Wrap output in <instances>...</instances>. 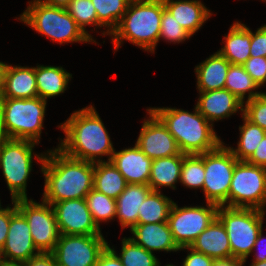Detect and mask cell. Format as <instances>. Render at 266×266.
Here are the masks:
<instances>
[{
  "mask_svg": "<svg viewBox=\"0 0 266 266\" xmlns=\"http://www.w3.org/2000/svg\"><path fill=\"white\" fill-rule=\"evenodd\" d=\"M225 43L217 52L224 56L232 65H243L250 57L251 30L241 22L230 26L223 38Z\"/></svg>",
  "mask_w": 266,
  "mask_h": 266,
  "instance_id": "d4e9b609",
  "label": "cell"
},
{
  "mask_svg": "<svg viewBox=\"0 0 266 266\" xmlns=\"http://www.w3.org/2000/svg\"><path fill=\"white\" fill-rule=\"evenodd\" d=\"M2 113H3V98H0V142L8 139L3 128Z\"/></svg>",
  "mask_w": 266,
  "mask_h": 266,
  "instance_id": "f907efd6",
  "label": "cell"
},
{
  "mask_svg": "<svg viewBox=\"0 0 266 266\" xmlns=\"http://www.w3.org/2000/svg\"><path fill=\"white\" fill-rule=\"evenodd\" d=\"M131 0H91L97 13L98 28H108L101 33L110 35L127 11Z\"/></svg>",
  "mask_w": 266,
  "mask_h": 266,
  "instance_id": "1f68e13d",
  "label": "cell"
},
{
  "mask_svg": "<svg viewBox=\"0 0 266 266\" xmlns=\"http://www.w3.org/2000/svg\"><path fill=\"white\" fill-rule=\"evenodd\" d=\"M246 162L266 168V135L259 143L252 156Z\"/></svg>",
  "mask_w": 266,
  "mask_h": 266,
  "instance_id": "f6af8a7d",
  "label": "cell"
},
{
  "mask_svg": "<svg viewBox=\"0 0 266 266\" xmlns=\"http://www.w3.org/2000/svg\"><path fill=\"white\" fill-rule=\"evenodd\" d=\"M125 178L127 184H148L152 159L135 144L121 151H114L110 160Z\"/></svg>",
  "mask_w": 266,
  "mask_h": 266,
  "instance_id": "ac0fdd59",
  "label": "cell"
},
{
  "mask_svg": "<svg viewBox=\"0 0 266 266\" xmlns=\"http://www.w3.org/2000/svg\"><path fill=\"white\" fill-rule=\"evenodd\" d=\"M173 155L152 160L151 174L148 185L152 191H161L160 187H170L176 189L175 184L180 181L181 169L183 165V156Z\"/></svg>",
  "mask_w": 266,
  "mask_h": 266,
  "instance_id": "4316f807",
  "label": "cell"
},
{
  "mask_svg": "<svg viewBox=\"0 0 266 266\" xmlns=\"http://www.w3.org/2000/svg\"><path fill=\"white\" fill-rule=\"evenodd\" d=\"M164 9L163 0H131L118 26L110 34L114 50L117 51L127 40L154 53L159 43Z\"/></svg>",
  "mask_w": 266,
  "mask_h": 266,
  "instance_id": "277c9868",
  "label": "cell"
},
{
  "mask_svg": "<svg viewBox=\"0 0 266 266\" xmlns=\"http://www.w3.org/2000/svg\"><path fill=\"white\" fill-rule=\"evenodd\" d=\"M176 21L193 36L213 13L200 0H163Z\"/></svg>",
  "mask_w": 266,
  "mask_h": 266,
  "instance_id": "ffe728a7",
  "label": "cell"
},
{
  "mask_svg": "<svg viewBox=\"0 0 266 266\" xmlns=\"http://www.w3.org/2000/svg\"><path fill=\"white\" fill-rule=\"evenodd\" d=\"M120 258L123 266H159V259L155 254L147 251L132 239L122 238Z\"/></svg>",
  "mask_w": 266,
  "mask_h": 266,
  "instance_id": "836d02e7",
  "label": "cell"
},
{
  "mask_svg": "<svg viewBox=\"0 0 266 266\" xmlns=\"http://www.w3.org/2000/svg\"><path fill=\"white\" fill-rule=\"evenodd\" d=\"M23 266H57L56 260L51 252H40L22 263Z\"/></svg>",
  "mask_w": 266,
  "mask_h": 266,
  "instance_id": "ee69618b",
  "label": "cell"
},
{
  "mask_svg": "<svg viewBox=\"0 0 266 266\" xmlns=\"http://www.w3.org/2000/svg\"><path fill=\"white\" fill-rule=\"evenodd\" d=\"M136 145L152 160L181 154L178 144L162 121L147 108Z\"/></svg>",
  "mask_w": 266,
  "mask_h": 266,
  "instance_id": "9a60e30c",
  "label": "cell"
},
{
  "mask_svg": "<svg viewBox=\"0 0 266 266\" xmlns=\"http://www.w3.org/2000/svg\"><path fill=\"white\" fill-rule=\"evenodd\" d=\"M243 66L259 87L266 84V57H249Z\"/></svg>",
  "mask_w": 266,
  "mask_h": 266,
  "instance_id": "f35d334b",
  "label": "cell"
},
{
  "mask_svg": "<svg viewBox=\"0 0 266 266\" xmlns=\"http://www.w3.org/2000/svg\"><path fill=\"white\" fill-rule=\"evenodd\" d=\"M65 133V139L57 146L69 157L91 163L110 161L115 151L108 131L93 105L74 111L64 123L58 126Z\"/></svg>",
  "mask_w": 266,
  "mask_h": 266,
  "instance_id": "6da1fadb",
  "label": "cell"
},
{
  "mask_svg": "<svg viewBox=\"0 0 266 266\" xmlns=\"http://www.w3.org/2000/svg\"><path fill=\"white\" fill-rule=\"evenodd\" d=\"M12 208L9 205L6 208L1 207L0 203V250L5 245L7 234L10 226L11 216L18 210L16 206V201L11 200Z\"/></svg>",
  "mask_w": 266,
  "mask_h": 266,
  "instance_id": "60d3db41",
  "label": "cell"
},
{
  "mask_svg": "<svg viewBox=\"0 0 266 266\" xmlns=\"http://www.w3.org/2000/svg\"><path fill=\"white\" fill-rule=\"evenodd\" d=\"M205 180L203 192L206 203L228 207V193L237 158L222 142L215 150L202 154Z\"/></svg>",
  "mask_w": 266,
  "mask_h": 266,
  "instance_id": "30bf717a",
  "label": "cell"
},
{
  "mask_svg": "<svg viewBox=\"0 0 266 266\" xmlns=\"http://www.w3.org/2000/svg\"><path fill=\"white\" fill-rule=\"evenodd\" d=\"M0 266H23L22 263L17 261H10L0 258Z\"/></svg>",
  "mask_w": 266,
  "mask_h": 266,
  "instance_id": "816d5d0a",
  "label": "cell"
},
{
  "mask_svg": "<svg viewBox=\"0 0 266 266\" xmlns=\"http://www.w3.org/2000/svg\"><path fill=\"white\" fill-rule=\"evenodd\" d=\"M242 118L244 122L242 126H239L240 139L237 148L227 147L238 161H247L266 135V131L249 121L243 114Z\"/></svg>",
  "mask_w": 266,
  "mask_h": 266,
  "instance_id": "4dcf8cb0",
  "label": "cell"
},
{
  "mask_svg": "<svg viewBox=\"0 0 266 266\" xmlns=\"http://www.w3.org/2000/svg\"><path fill=\"white\" fill-rule=\"evenodd\" d=\"M35 77L38 97L48 100L65 92L72 74L60 66L37 65Z\"/></svg>",
  "mask_w": 266,
  "mask_h": 266,
  "instance_id": "484cf974",
  "label": "cell"
},
{
  "mask_svg": "<svg viewBox=\"0 0 266 266\" xmlns=\"http://www.w3.org/2000/svg\"><path fill=\"white\" fill-rule=\"evenodd\" d=\"M17 209L24 215L30 227L33 243L39 252H52L60 237L57 221L50 204L33 199H18Z\"/></svg>",
  "mask_w": 266,
  "mask_h": 266,
  "instance_id": "7c38bea8",
  "label": "cell"
},
{
  "mask_svg": "<svg viewBox=\"0 0 266 266\" xmlns=\"http://www.w3.org/2000/svg\"><path fill=\"white\" fill-rule=\"evenodd\" d=\"M65 9L82 31L86 33L94 43H97L85 28L87 25L98 27L97 13L91 0H71Z\"/></svg>",
  "mask_w": 266,
  "mask_h": 266,
  "instance_id": "d590c367",
  "label": "cell"
},
{
  "mask_svg": "<svg viewBox=\"0 0 266 266\" xmlns=\"http://www.w3.org/2000/svg\"><path fill=\"white\" fill-rule=\"evenodd\" d=\"M231 63L218 52L195 67L198 91L225 88L226 76Z\"/></svg>",
  "mask_w": 266,
  "mask_h": 266,
  "instance_id": "cb8c5ba5",
  "label": "cell"
},
{
  "mask_svg": "<svg viewBox=\"0 0 266 266\" xmlns=\"http://www.w3.org/2000/svg\"><path fill=\"white\" fill-rule=\"evenodd\" d=\"M47 101L40 97L29 99L3 98V128L8 139L40 143Z\"/></svg>",
  "mask_w": 266,
  "mask_h": 266,
  "instance_id": "52a82bcc",
  "label": "cell"
},
{
  "mask_svg": "<svg viewBox=\"0 0 266 266\" xmlns=\"http://www.w3.org/2000/svg\"><path fill=\"white\" fill-rule=\"evenodd\" d=\"M181 250L189 251L181 266H212L214 262L212 257L197 252L190 246L180 247Z\"/></svg>",
  "mask_w": 266,
  "mask_h": 266,
  "instance_id": "b9f144b4",
  "label": "cell"
},
{
  "mask_svg": "<svg viewBox=\"0 0 266 266\" xmlns=\"http://www.w3.org/2000/svg\"><path fill=\"white\" fill-rule=\"evenodd\" d=\"M39 253L33 243L26 218L17 210L10 218L7 239L0 250V258L24 263Z\"/></svg>",
  "mask_w": 266,
  "mask_h": 266,
  "instance_id": "2e32d148",
  "label": "cell"
},
{
  "mask_svg": "<svg viewBox=\"0 0 266 266\" xmlns=\"http://www.w3.org/2000/svg\"><path fill=\"white\" fill-rule=\"evenodd\" d=\"M26 10L17 18L33 30L59 44L94 41L82 31L63 7L50 6L40 0L28 2Z\"/></svg>",
  "mask_w": 266,
  "mask_h": 266,
  "instance_id": "5b68a950",
  "label": "cell"
},
{
  "mask_svg": "<svg viewBox=\"0 0 266 266\" xmlns=\"http://www.w3.org/2000/svg\"><path fill=\"white\" fill-rule=\"evenodd\" d=\"M159 266H161V264H159ZM165 266H175V265H173V264H167Z\"/></svg>",
  "mask_w": 266,
  "mask_h": 266,
  "instance_id": "db71d44e",
  "label": "cell"
},
{
  "mask_svg": "<svg viewBox=\"0 0 266 266\" xmlns=\"http://www.w3.org/2000/svg\"><path fill=\"white\" fill-rule=\"evenodd\" d=\"M87 207L91 212L94 223L100 228V222H109L116 217V199L95 190L85 196Z\"/></svg>",
  "mask_w": 266,
  "mask_h": 266,
  "instance_id": "d6a6232c",
  "label": "cell"
},
{
  "mask_svg": "<svg viewBox=\"0 0 266 266\" xmlns=\"http://www.w3.org/2000/svg\"><path fill=\"white\" fill-rule=\"evenodd\" d=\"M262 231L263 229H261V231L259 232L258 236H257V239L254 243V246H253V251H255L254 249H256V247L258 248L261 244H263L262 242H264V237H263V234H262ZM265 244H263L264 246ZM262 247V245L260 246ZM265 249H266V246H265ZM264 250V249H263ZM263 250L260 252H258L259 254L255 253L254 255V260L252 261H257V262H261V261H266V250L263 252Z\"/></svg>",
  "mask_w": 266,
  "mask_h": 266,
  "instance_id": "7dc6e473",
  "label": "cell"
},
{
  "mask_svg": "<svg viewBox=\"0 0 266 266\" xmlns=\"http://www.w3.org/2000/svg\"><path fill=\"white\" fill-rule=\"evenodd\" d=\"M7 63L0 61V98H3V88Z\"/></svg>",
  "mask_w": 266,
  "mask_h": 266,
  "instance_id": "c3c4849f",
  "label": "cell"
},
{
  "mask_svg": "<svg viewBox=\"0 0 266 266\" xmlns=\"http://www.w3.org/2000/svg\"><path fill=\"white\" fill-rule=\"evenodd\" d=\"M173 203L161 191H151L138 210V224L167 222Z\"/></svg>",
  "mask_w": 266,
  "mask_h": 266,
  "instance_id": "f1b7e54d",
  "label": "cell"
},
{
  "mask_svg": "<svg viewBox=\"0 0 266 266\" xmlns=\"http://www.w3.org/2000/svg\"><path fill=\"white\" fill-rule=\"evenodd\" d=\"M204 161L202 154H190L183 156L180 183L188 188L203 190L205 180Z\"/></svg>",
  "mask_w": 266,
  "mask_h": 266,
  "instance_id": "e575fe53",
  "label": "cell"
},
{
  "mask_svg": "<svg viewBox=\"0 0 266 266\" xmlns=\"http://www.w3.org/2000/svg\"><path fill=\"white\" fill-rule=\"evenodd\" d=\"M243 115L266 131V92L243 104Z\"/></svg>",
  "mask_w": 266,
  "mask_h": 266,
  "instance_id": "74e56055",
  "label": "cell"
},
{
  "mask_svg": "<svg viewBox=\"0 0 266 266\" xmlns=\"http://www.w3.org/2000/svg\"><path fill=\"white\" fill-rule=\"evenodd\" d=\"M265 211L253 208L219 206L217 217L226 228L231 247V257L246 260L263 229Z\"/></svg>",
  "mask_w": 266,
  "mask_h": 266,
  "instance_id": "ba28073f",
  "label": "cell"
},
{
  "mask_svg": "<svg viewBox=\"0 0 266 266\" xmlns=\"http://www.w3.org/2000/svg\"><path fill=\"white\" fill-rule=\"evenodd\" d=\"M108 246L103 235L60 234L51 252L57 266H96L100 254Z\"/></svg>",
  "mask_w": 266,
  "mask_h": 266,
  "instance_id": "4fadbf2b",
  "label": "cell"
},
{
  "mask_svg": "<svg viewBox=\"0 0 266 266\" xmlns=\"http://www.w3.org/2000/svg\"><path fill=\"white\" fill-rule=\"evenodd\" d=\"M127 182L111 161L94 163L93 188L108 197L117 199Z\"/></svg>",
  "mask_w": 266,
  "mask_h": 266,
  "instance_id": "83f0119b",
  "label": "cell"
},
{
  "mask_svg": "<svg viewBox=\"0 0 266 266\" xmlns=\"http://www.w3.org/2000/svg\"><path fill=\"white\" fill-rule=\"evenodd\" d=\"M225 89L234 94L243 104L246 97V101H249L264 93L256 91L259 86L247 73L243 65H230L226 76ZM246 94L248 96H245Z\"/></svg>",
  "mask_w": 266,
  "mask_h": 266,
  "instance_id": "f546056e",
  "label": "cell"
},
{
  "mask_svg": "<svg viewBox=\"0 0 266 266\" xmlns=\"http://www.w3.org/2000/svg\"><path fill=\"white\" fill-rule=\"evenodd\" d=\"M266 57V24L251 30L250 57Z\"/></svg>",
  "mask_w": 266,
  "mask_h": 266,
  "instance_id": "ab89813d",
  "label": "cell"
},
{
  "mask_svg": "<svg viewBox=\"0 0 266 266\" xmlns=\"http://www.w3.org/2000/svg\"><path fill=\"white\" fill-rule=\"evenodd\" d=\"M96 266H123L120 258L117 256L115 248L110 244L100 254Z\"/></svg>",
  "mask_w": 266,
  "mask_h": 266,
  "instance_id": "7bdbcfd3",
  "label": "cell"
},
{
  "mask_svg": "<svg viewBox=\"0 0 266 266\" xmlns=\"http://www.w3.org/2000/svg\"><path fill=\"white\" fill-rule=\"evenodd\" d=\"M130 232L133 236L129 238L149 252L180 251V247L174 241L167 222L137 224L130 230Z\"/></svg>",
  "mask_w": 266,
  "mask_h": 266,
  "instance_id": "d6986e66",
  "label": "cell"
},
{
  "mask_svg": "<svg viewBox=\"0 0 266 266\" xmlns=\"http://www.w3.org/2000/svg\"><path fill=\"white\" fill-rule=\"evenodd\" d=\"M38 97L35 67L7 64L3 98L29 99Z\"/></svg>",
  "mask_w": 266,
  "mask_h": 266,
  "instance_id": "603a6c76",
  "label": "cell"
},
{
  "mask_svg": "<svg viewBox=\"0 0 266 266\" xmlns=\"http://www.w3.org/2000/svg\"><path fill=\"white\" fill-rule=\"evenodd\" d=\"M152 191L148 184H127L116 199V217L122 229L130 230L138 224L139 209L147 195Z\"/></svg>",
  "mask_w": 266,
  "mask_h": 266,
  "instance_id": "7402d4cb",
  "label": "cell"
},
{
  "mask_svg": "<svg viewBox=\"0 0 266 266\" xmlns=\"http://www.w3.org/2000/svg\"><path fill=\"white\" fill-rule=\"evenodd\" d=\"M192 37L181 24H179L173 15L166 9L163 10L161 18V29L159 34V41L161 38L167 42L181 43Z\"/></svg>",
  "mask_w": 266,
  "mask_h": 266,
  "instance_id": "8d00e7d4",
  "label": "cell"
},
{
  "mask_svg": "<svg viewBox=\"0 0 266 266\" xmlns=\"http://www.w3.org/2000/svg\"><path fill=\"white\" fill-rule=\"evenodd\" d=\"M40 1L50 6L65 8L71 0H40Z\"/></svg>",
  "mask_w": 266,
  "mask_h": 266,
  "instance_id": "681fc988",
  "label": "cell"
},
{
  "mask_svg": "<svg viewBox=\"0 0 266 266\" xmlns=\"http://www.w3.org/2000/svg\"><path fill=\"white\" fill-rule=\"evenodd\" d=\"M213 259L231 257V247L223 223L216 217L190 246Z\"/></svg>",
  "mask_w": 266,
  "mask_h": 266,
  "instance_id": "44dd1931",
  "label": "cell"
},
{
  "mask_svg": "<svg viewBox=\"0 0 266 266\" xmlns=\"http://www.w3.org/2000/svg\"><path fill=\"white\" fill-rule=\"evenodd\" d=\"M51 206L60 234L102 235L92 219L85 198L64 200Z\"/></svg>",
  "mask_w": 266,
  "mask_h": 266,
  "instance_id": "5bb4252c",
  "label": "cell"
},
{
  "mask_svg": "<svg viewBox=\"0 0 266 266\" xmlns=\"http://www.w3.org/2000/svg\"><path fill=\"white\" fill-rule=\"evenodd\" d=\"M266 168L238 161L230 183L228 207L265 211Z\"/></svg>",
  "mask_w": 266,
  "mask_h": 266,
  "instance_id": "9c48e42d",
  "label": "cell"
},
{
  "mask_svg": "<svg viewBox=\"0 0 266 266\" xmlns=\"http://www.w3.org/2000/svg\"><path fill=\"white\" fill-rule=\"evenodd\" d=\"M150 109L167 127L181 153L203 154L215 150L222 140L213 126L195 106L194 112L184 109L155 107Z\"/></svg>",
  "mask_w": 266,
  "mask_h": 266,
  "instance_id": "3957f363",
  "label": "cell"
},
{
  "mask_svg": "<svg viewBox=\"0 0 266 266\" xmlns=\"http://www.w3.org/2000/svg\"><path fill=\"white\" fill-rule=\"evenodd\" d=\"M35 144L38 145L36 142L20 139L0 142V167L14 201L28 199L26 187L32 171L33 156L40 164L44 162L46 152L35 154Z\"/></svg>",
  "mask_w": 266,
  "mask_h": 266,
  "instance_id": "8992f818",
  "label": "cell"
},
{
  "mask_svg": "<svg viewBox=\"0 0 266 266\" xmlns=\"http://www.w3.org/2000/svg\"><path fill=\"white\" fill-rule=\"evenodd\" d=\"M40 169L45 178L42 200L50 205L85 198L93 189L94 163L69 157L58 148L47 150Z\"/></svg>",
  "mask_w": 266,
  "mask_h": 266,
  "instance_id": "7a4b0ae2",
  "label": "cell"
},
{
  "mask_svg": "<svg viewBox=\"0 0 266 266\" xmlns=\"http://www.w3.org/2000/svg\"><path fill=\"white\" fill-rule=\"evenodd\" d=\"M250 266H266V261H261V262L253 261Z\"/></svg>",
  "mask_w": 266,
  "mask_h": 266,
  "instance_id": "f5cc1de1",
  "label": "cell"
},
{
  "mask_svg": "<svg viewBox=\"0 0 266 266\" xmlns=\"http://www.w3.org/2000/svg\"><path fill=\"white\" fill-rule=\"evenodd\" d=\"M218 205L178 207L174 202L167 220L174 241L179 247L191 246L217 217Z\"/></svg>",
  "mask_w": 266,
  "mask_h": 266,
  "instance_id": "8fae6325",
  "label": "cell"
},
{
  "mask_svg": "<svg viewBox=\"0 0 266 266\" xmlns=\"http://www.w3.org/2000/svg\"><path fill=\"white\" fill-rule=\"evenodd\" d=\"M196 107L212 125L215 121L236 114L238 110L243 114V103L225 88L199 91Z\"/></svg>",
  "mask_w": 266,
  "mask_h": 266,
  "instance_id": "e0dca14e",
  "label": "cell"
},
{
  "mask_svg": "<svg viewBox=\"0 0 266 266\" xmlns=\"http://www.w3.org/2000/svg\"><path fill=\"white\" fill-rule=\"evenodd\" d=\"M246 260L229 257V258H222V259H214L212 266H244Z\"/></svg>",
  "mask_w": 266,
  "mask_h": 266,
  "instance_id": "bcb514c9",
  "label": "cell"
}]
</instances>
